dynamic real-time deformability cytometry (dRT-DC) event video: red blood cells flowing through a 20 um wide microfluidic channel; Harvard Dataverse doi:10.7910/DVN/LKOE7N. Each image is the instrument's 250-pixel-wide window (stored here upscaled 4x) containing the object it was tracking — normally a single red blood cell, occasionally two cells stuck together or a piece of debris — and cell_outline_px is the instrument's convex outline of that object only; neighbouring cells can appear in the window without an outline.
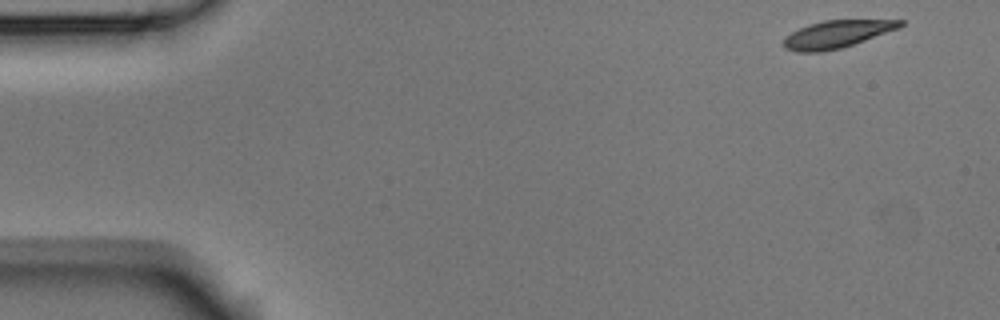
{"species": "Egyptian fruit bat (a non-hibernating species)", "species_latin": "Rousettus aegyptiacus", "temperature_condition": "room temperature", "stored_images_in_passage": 5, "camera_frame_rate_fps": 3000, "um_per_image_px": 0.085, "animal": {"sex": "male"}, "frame": {"image": 1, "passage_image": 1, "time_ms": 0.0, "image_size_px": [1000, 320], "cell_outline_px": [[904, 24], [900, 28], [840, 48], [820, 52], [796, 52], [784, 48], [784, 36], [808, 24], [824, 20], [904, 20]], "centroid_in_image_um": [71.11, 2.9], "position_along_channel_um": 13.9, "area_um2": 18.5}}
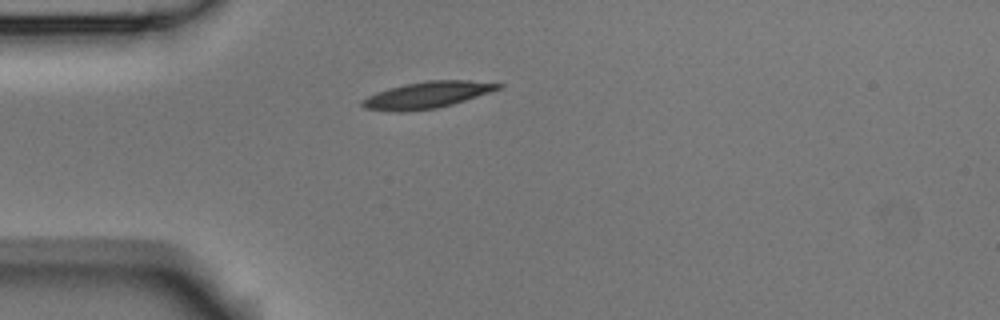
{"frame": {"image": 2, "passage_image": 4, "time_ms": 1.0, "image_size_px": [1000, 320], "cell_outline_px": [[504, 84], [500, 88], [452, 104], [436, 108], [404, 112], [396, 112], [364, 108], [360, 104], [360, 100], [376, 92], [404, 84], [428, 80], [468, 80]], "centroid_in_image_um": [36.23, 8.07], "position_along_channel_um": 48.8, "area_um2": 20.87}}